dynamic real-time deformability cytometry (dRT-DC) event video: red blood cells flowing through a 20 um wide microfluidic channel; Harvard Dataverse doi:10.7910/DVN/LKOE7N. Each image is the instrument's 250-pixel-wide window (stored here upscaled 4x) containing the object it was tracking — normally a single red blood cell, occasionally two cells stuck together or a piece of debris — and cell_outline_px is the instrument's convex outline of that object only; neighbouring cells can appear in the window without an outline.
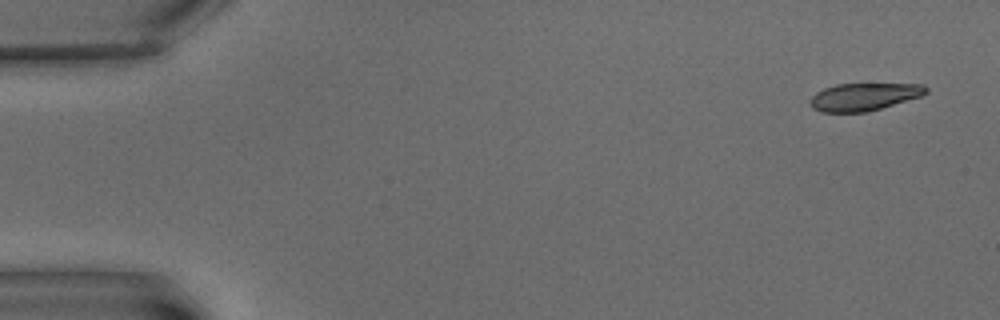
{"species": "common noctule bat (a hibernating species)", "species_latin": "Nyctalus noctula", "temperature_condition": "warm", "stored_images_in_passage": 5, "camera_frame_rate_fps": 3000, "um_per_image_px": 0.085, "animal": {"sex": "male", "body_mass_g": 15.6}, "frame": {"image": 1, "passage_image": 1, "time_ms": 0.0, "image_size_px": [1000, 320], "cell_outline_px": [[928, 92], [920, 96], [880, 108], [864, 112], [820, 112], [812, 108], [808, 104], [812, 96], [816, 92], [824, 88], [836, 84], [924, 84], [928, 88]], "centroid_in_image_um": [73.39, 8.22], "position_along_channel_um": 11.6, "area_um2": 18.5}}
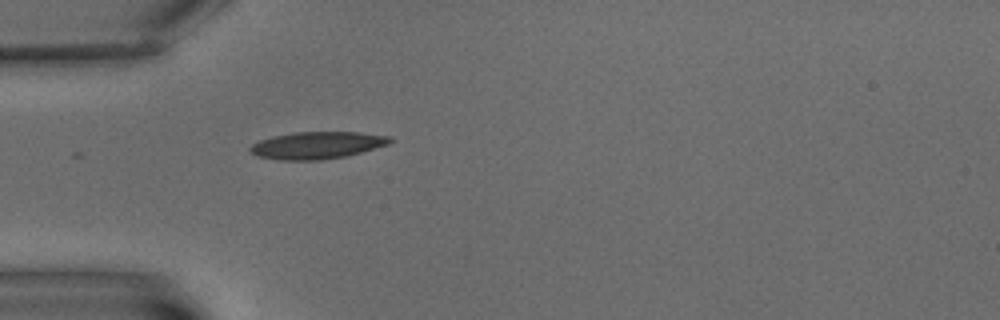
{"frame": {"image": 2, "passage_image": 5, "time_ms": 5.667, "image_size_px": [1000, 320], "cell_outline_px": [[392, 140], [388, 144], [348, 156], [320, 160], [280, 160], [260, 156], [252, 152], [248, 148], [252, 144], [260, 140], [272, 136], [292, 132], [360, 132], [392, 136]], "centroid_in_image_um": [26.97, 12.34], "position_along_channel_um": 58.0, "area_um2": 22.14}}